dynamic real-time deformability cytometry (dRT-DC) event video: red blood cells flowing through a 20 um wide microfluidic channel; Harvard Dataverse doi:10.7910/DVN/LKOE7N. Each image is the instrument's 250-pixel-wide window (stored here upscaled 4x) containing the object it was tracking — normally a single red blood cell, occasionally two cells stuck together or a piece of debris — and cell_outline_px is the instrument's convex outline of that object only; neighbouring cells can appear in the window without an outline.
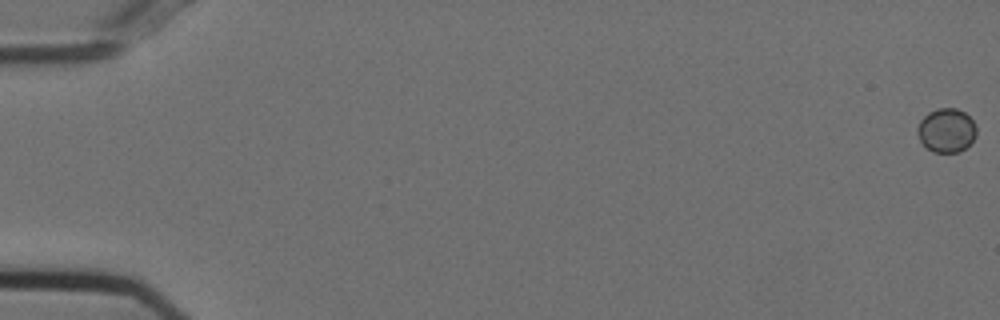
{"species": "Egyptian fruit bat (a non-hibernating species)", "species_latin": "Rousettus aegyptiacus", "temperature_condition": "cold", "stored_images_in_passage": 56, "camera_frame_rate_fps": 3000, "um_per_image_px": 0.085, "animal": {"sex": "female"}, "frame": {"image": 1, "passage_image": 1, "time_ms": 0.0, "image_size_px": [1000, 320], "cell_outline_px": [[976, 136], [960, 152], [932, 152], [920, 140], [916, 132], [916, 128], [920, 120], [928, 112], [936, 108], [956, 108], [964, 112], [976, 124]], "centroid_in_image_um": [80.43, 11.06], "position_along_channel_um": 4.6, "area_um2": 15.14}}
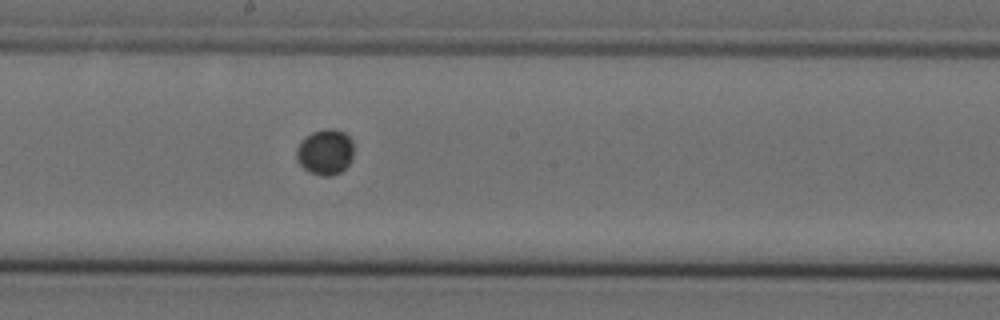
{"frame": {"image": 2, "passage_image": 32, "time_ms": 10.333, "image_size_px": [1000, 320], "cell_outline_px": [[352, 160], [340, 172], [332, 176], [320, 176], [308, 172], [296, 160], [296, 148], [300, 140], [304, 136], [312, 132], [324, 128], [332, 128], [344, 132], [352, 140]], "centroid_in_image_um": [27.61, 12.91], "position_along_channel_um": 220.6, "area_um2": 15.49}}
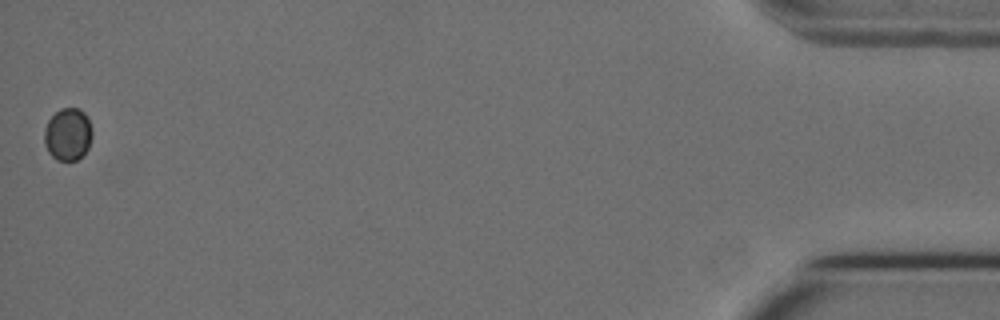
{"frame": {"image": 3, "passage_image": 56, "time_ms": 18.333, "image_size_px": [1000, 320], "cell_outline_px": [[92, 136], [88, 148], [76, 160], [56, 160], [48, 152], [44, 144], [44, 128], [48, 120], [60, 108], [80, 108], [84, 112], [92, 128]], "centroid_in_image_um": [5.75, 11.4], "position_along_channel_um": 429.4, "area_um2": 14.68}}